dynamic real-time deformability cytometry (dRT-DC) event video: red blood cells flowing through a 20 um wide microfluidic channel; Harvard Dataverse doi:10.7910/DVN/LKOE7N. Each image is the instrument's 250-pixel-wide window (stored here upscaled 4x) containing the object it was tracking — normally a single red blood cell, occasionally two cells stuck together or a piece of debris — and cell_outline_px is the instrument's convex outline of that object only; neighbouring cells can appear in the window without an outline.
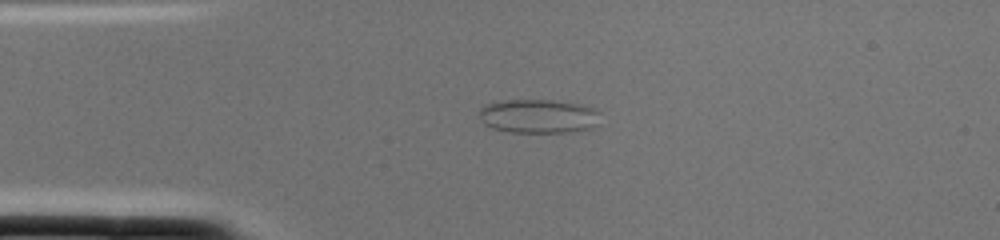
{"species": "common noctule bat (a hibernating species)", "species_latin": "Nyctalus noctula", "temperature_condition": "cold", "stored_images_in_passage": 1, "camera_frame_rate_fps": 3000, "um_per_image_px": 0.085, "animal": {"sex": "female", "body_mass_g": 22.0, "forearm_length_mm": 56.7}, "frame": {"image": 1, "passage_image": 1, "time_ms": 0.0, "image_size_px": [1000, 240], "cell_outline_px": [[600, 112], [596, 128], [568, 132], [512, 132], [492, 128], [484, 124], [480, 120], [480, 108], [484, 104], [504, 100], [552, 100], [580, 104], [592, 108]], "centroid_in_image_um": [45.77, 9.88], "position_along_channel_um": 39.2, "area_um2": 24.1}}